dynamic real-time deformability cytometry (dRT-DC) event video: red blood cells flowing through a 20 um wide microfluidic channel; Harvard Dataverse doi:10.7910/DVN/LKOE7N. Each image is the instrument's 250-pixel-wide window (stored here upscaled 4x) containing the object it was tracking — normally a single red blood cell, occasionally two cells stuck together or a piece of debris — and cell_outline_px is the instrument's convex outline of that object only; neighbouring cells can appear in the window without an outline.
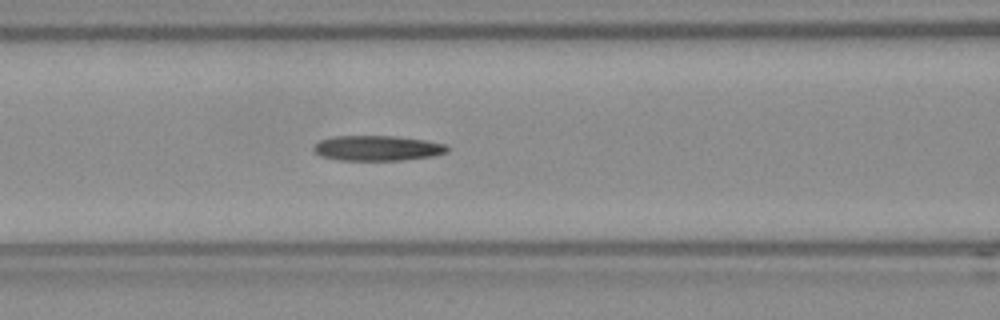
{"species": "Egyptian fruit bat (a non-hibernating species)", "species_latin": "Rousettus aegyptiacus", "temperature_condition": "room temperature", "stored_images_in_passage": 38, "camera_frame_rate_fps": 3000, "um_per_image_px": 0.085, "frame": {"image": 1, "passage_image": 12, "time_ms": 3.667, "image_size_px": [1000, 320], "cell_outline_px": [[448, 152], [432, 156], [404, 160], [340, 160], [320, 156], [312, 148], [320, 140], [332, 136], [396, 136], [424, 140], [448, 144]], "centroid_in_image_um": [32.09, 12.59], "position_along_channel_um": 134.5, "area_um2": 19.65}, "authors_computed_cell_mechanics": {"area_um2": 20.1433, "velocity_mm_per_s": 3.8094, "shape_relaxation_time_tau1_ms": 10.7925, "shape_relaxation_time_tau2_ms": null, "deformation_change_tau1": 0.2401, "deformation_change_tau2": null}}